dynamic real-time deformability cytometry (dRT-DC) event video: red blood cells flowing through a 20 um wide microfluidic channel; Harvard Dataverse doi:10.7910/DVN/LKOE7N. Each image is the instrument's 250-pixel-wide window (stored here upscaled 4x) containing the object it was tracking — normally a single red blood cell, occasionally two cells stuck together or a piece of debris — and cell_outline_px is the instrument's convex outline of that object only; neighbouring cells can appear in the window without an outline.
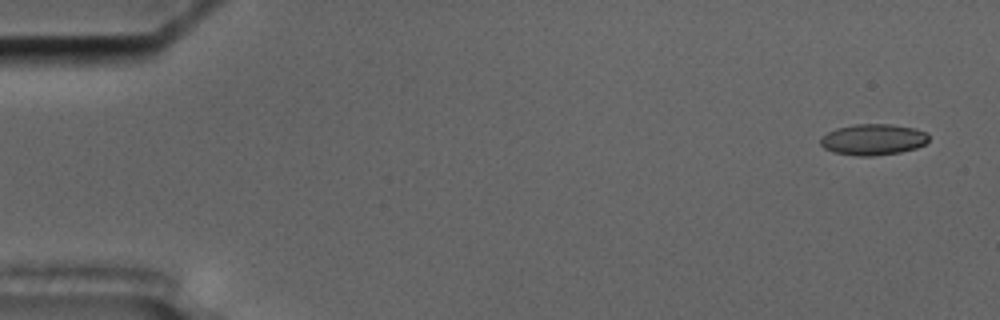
{"species": "common noctule bat (a hibernating species)", "species_latin": "Nyctalus noctula", "temperature_condition": "cold", "stored_images_in_passage": 3, "camera_frame_rate_fps": 3000, "um_per_image_px": 0.085, "animal": {"sex": "male", "body_mass_g": 17.5, "forearm_length_mm": 52.3}, "frame": {"image": 1, "passage_image": 1, "time_ms": 0.0, "image_size_px": [1000, 320], "cell_outline_px": [[928, 140], [924, 144], [916, 148], [900, 152], [872, 156], [856, 156], [836, 152], [824, 148], [820, 144], [820, 136], [836, 128], [856, 124], [888, 124], [916, 128], [924, 132], [928, 136]], "centroid_in_image_um": [74.19, 11.86], "position_along_channel_um": 10.8, "area_um2": 19.54}}